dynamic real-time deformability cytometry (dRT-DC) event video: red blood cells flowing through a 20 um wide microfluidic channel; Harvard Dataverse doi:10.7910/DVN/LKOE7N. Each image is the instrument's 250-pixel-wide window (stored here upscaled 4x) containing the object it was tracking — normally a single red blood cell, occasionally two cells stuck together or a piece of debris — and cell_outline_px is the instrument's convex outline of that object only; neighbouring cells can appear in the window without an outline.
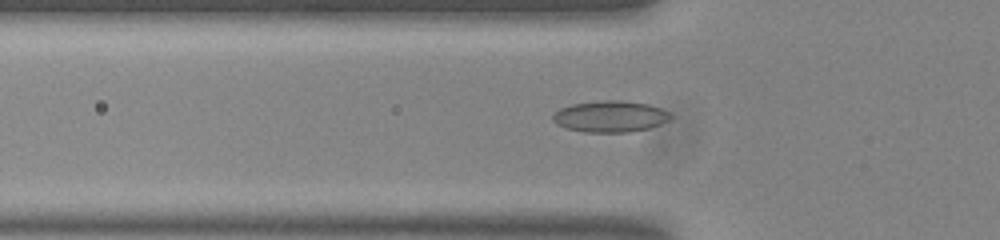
{"species": "common noctule bat (a hibernating species)", "species_latin": "Nyctalus noctula", "temperature_condition": "room temperature", "stored_images_in_passage": 55, "camera_frame_rate_fps": 3000, "um_per_image_px": 0.085, "animal": {"sex": "male", "body_mass_g": 20.0, "forearm_length_mm": 53.3}, "frame": {"image": 1, "passage_image": 19, "time_ms": 6.0, "image_size_px": [1000, 240], "cell_outline_px": [[664, 112], [656, 124], [644, 128], [616, 132], [596, 132], [572, 128], [560, 124], [556, 120], [556, 112], [564, 108], [576, 104], [644, 104], [656, 108]], "centroid_in_image_um": [51.74, 9.95], "position_along_channel_um": 74.1, "area_um2": 17.92}}
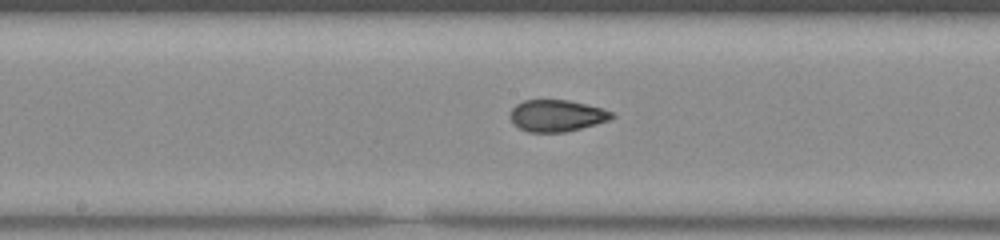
{"frame": {"image": 2, "passage_image": 29, "time_ms": 9.333, "image_size_px": [1000, 240], "cell_outline_px": [[612, 116], [604, 120], [592, 124], [576, 128], [556, 132], [532, 132], [520, 128], [512, 120], [512, 112], [520, 104], [528, 100], [564, 100], [600, 108], [608, 112]], "centroid_in_image_um": [47.26, 9.83], "position_along_channel_um": 200.9, "area_um2": 17.22}}
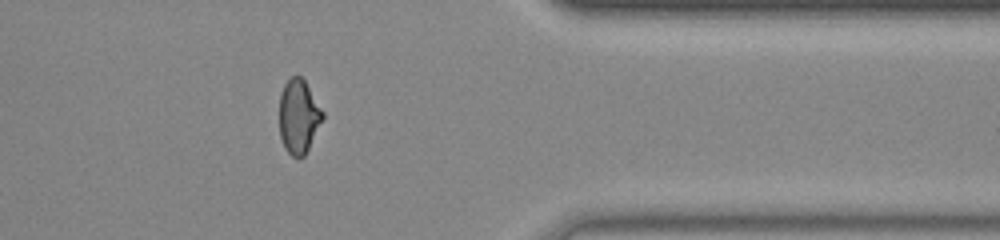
{"frame": {"image": 3, "passage_image": 45, "time_ms": 14.667, "image_size_px": [1000, 240], "cell_outline_px": [[324, 116], [308, 148], [300, 156], [292, 156], [288, 152], [284, 144], [280, 132], [280, 96], [288, 80], [292, 76], [300, 76], [304, 80], [324, 112]], "centroid_in_image_um": [25.39, 9.86], "position_along_channel_um": 386.0, "area_um2": 17.92}, "authors_computed_cell_mechanics": {"area_um2": 17.1666, "velocity_mm_per_s": 3.7804, "shape_relaxation_time_tau1_ms": null, "shape_relaxation_time_tau2_ms": 1.4001, "deformation_change_tau1": null, "deformation_change_tau2": 0.0614}}